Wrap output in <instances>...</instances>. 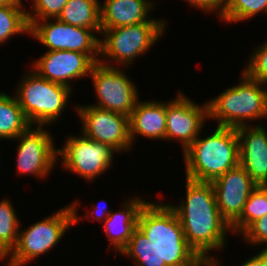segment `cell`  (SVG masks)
<instances>
[{
	"label": "cell",
	"instance_id": "cell-1",
	"mask_svg": "<svg viewBox=\"0 0 267 266\" xmlns=\"http://www.w3.org/2000/svg\"><path fill=\"white\" fill-rule=\"evenodd\" d=\"M162 202L145 203L137 228L119 254L133 266H208L188 245L175 210Z\"/></svg>",
	"mask_w": 267,
	"mask_h": 266
},
{
	"label": "cell",
	"instance_id": "cell-2",
	"mask_svg": "<svg viewBox=\"0 0 267 266\" xmlns=\"http://www.w3.org/2000/svg\"><path fill=\"white\" fill-rule=\"evenodd\" d=\"M185 181V198L169 205L180 219L188 245L210 266L218 258L212 252L227 247L231 227L220 214L212 183Z\"/></svg>",
	"mask_w": 267,
	"mask_h": 266
},
{
	"label": "cell",
	"instance_id": "cell-3",
	"mask_svg": "<svg viewBox=\"0 0 267 266\" xmlns=\"http://www.w3.org/2000/svg\"><path fill=\"white\" fill-rule=\"evenodd\" d=\"M185 178L212 182L239 165V138L236 128L216 126L208 136L200 135L184 151Z\"/></svg>",
	"mask_w": 267,
	"mask_h": 266
},
{
	"label": "cell",
	"instance_id": "cell-4",
	"mask_svg": "<svg viewBox=\"0 0 267 266\" xmlns=\"http://www.w3.org/2000/svg\"><path fill=\"white\" fill-rule=\"evenodd\" d=\"M239 76L238 84L206 99L208 120H216L215 126L237 128L267 119V85L250 78L244 71Z\"/></svg>",
	"mask_w": 267,
	"mask_h": 266
},
{
	"label": "cell",
	"instance_id": "cell-5",
	"mask_svg": "<svg viewBox=\"0 0 267 266\" xmlns=\"http://www.w3.org/2000/svg\"><path fill=\"white\" fill-rule=\"evenodd\" d=\"M24 73L13 95L17 98L27 120L31 125L56 124L71 103L70 98L74 91L41 77L31 67Z\"/></svg>",
	"mask_w": 267,
	"mask_h": 266
},
{
	"label": "cell",
	"instance_id": "cell-6",
	"mask_svg": "<svg viewBox=\"0 0 267 266\" xmlns=\"http://www.w3.org/2000/svg\"><path fill=\"white\" fill-rule=\"evenodd\" d=\"M167 23L145 22L125 27L101 28L99 62L110 67L123 66V69H129L135 59L148 54L150 48L163 38Z\"/></svg>",
	"mask_w": 267,
	"mask_h": 266
},
{
	"label": "cell",
	"instance_id": "cell-7",
	"mask_svg": "<svg viewBox=\"0 0 267 266\" xmlns=\"http://www.w3.org/2000/svg\"><path fill=\"white\" fill-rule=\"evenodd\" d=\"M74 225L73 208L71 204H67L35 224L23 227V230L19 229L17 244L2 260L6 262L4 265H28L35 258L49 253L52 248L59 245L62 237Z\"/></svg>",
	"mask_w": 267,
	"mask_h": 266
},
{
	"label": "cell",
	"instance_id": "cell-8",
	"mask_svg": "<svg viewBox=\"0 0 267 266\" xmlns=\"http://www.w3.org/2000/svg\"><path fill=\"white\" fill-rule=\"evenodd\" d=\"M67 135L62 148H58V161L63 170L92 183L114 165V156L118 152L110 145L88 139L80 133L79 136Z\"/></svg>",
	"mask_w": 267,
	"mask_h": 266
},
{
	"label": "cell",
	"instance_id": "cell-9",
	"mask_svg": "<svg viewBox=\"0 0 267 266\" xmlns=\"http://www.w3.org/2000/svg\"><path fill=\"white\" fill-rule=\"evenodd\" d=\"M93 83L96 102L94 106L130 117L140 99L138 86L120 67L96 63L89 76Z\"/></svg>",
	"mask_w": 267,
	"mask_h": 266
},
{
	"label": "cell",
	"instance_id": "cell-10",
	"mask_svg": "<svg viewBox=\"0 0 267 266\" xmlns=\"http://www.w3.org/2000/svg\"><path fill=\"white\" fill-rule=\"evenodd\" d=\"M49 128L31 125L14 139V142L17 141L15 164L19 175H31L45 180L59 164L58 148L54 144L51 129L47 130Z\"/></svg>",
	"mask_w": 267,
	"mask_h": 266
},
{
	"label": "cell",
	"instance_id": "cell-11",
	"mask_svg": "<svg viewBox=\"0 0 267 266\" xmlns=\"http://www.w3.org/2000/svg\"><path fill=\"white\" fill-rule=\"evenodd\" d=\"M29 36L38 40L47 51H75L88 54L99 62L100 37L92 30L64 23L57 18L28 21Z\"/></svg>",
	"mask_w": 267,
	"mask_h": 266
},
{
	"label": "cell",
	"instance_id": "cell-12",
	"mask_svg": "<svg viewBox=\"0 0 267 266\" xmlns=\"http://www.w3.org/2000/svg\"><path fill=\"white\" fill-rule=\"evenodd\" d=\"M76 113L81 122V131L88 139L110 145L118 154L130 152L129 117L96 107L92 104L75 105Z\"/></svg>",
	"mask_w": 267,
	"mask_h": 266
},
{
	"label": "cell",
	"instance_id": "cell-13",
	"mask_svg": "<svg viewBox=\"0 0 267 266\" xmlns=\"http://www.w3.org/2000/svg\"><path fill=\"white\" fill-rule=\"evenodd\" d=\"M177 91L175 97L166 100V141L181 143L184 152L202 133L208 120V103L198 104Z\"/></svg>",
	"mask_w": 267,
	"mask_h": 266
},
{
	"label": "cell",
	"instance_id": "cell-14",
	"mask_svg": "<svg viewBox=\"0 0 267 266\" xmlns=\"http://www.w3.org/2000/svg\"><path fill=\"white\" fill-rule=\"evenodd\" d=\"M31 64L41 77L74 90L73 81L89 78L96 62L88 54L57 50L46 51Z\"/></svg>",
	"mask_w": 267,
	"mask_h": 266
},
{
	"label": "cell",
	"instance_id": "cell-15",
	"mask_svg": "<svg viewBox=\"0 0 267 266\" xmlns=\"http://www.w3.org/2000/svg\"><path fill=\"white\" fill-rule=\"evenodd\" d=\"M211 183L220 214L230 225L241 215L249 195L258 186L240 164Z\"/></svg>",
	"mask_w": 267,
	"mask_h": 266
},
{
	"label": "cell",
	"instance_id": "cell-16",
	"mask_svg": "<svg viewBox=\"0 0 267 266\" xmlns=\"http://www.w3.org/2000/svg\"><path fill=\"white\" fill-rule=\"evenodd\" d=\"M236 128L239 138V164L259 186L267 176V130L261 122Z\"/></svg>",
	"mask_w": 267,
	"mask_h": 266
},
{
	"label": "cell",
	"instance_id": "cell-17",
	"mask_svg": "<svg viewBox=\"0 0 267 266\" xmlns=\"http://www.w3.org/2000/svg\"><path fill=\"white\" fill-rule=\"evenodd\" d=\"M151 0H102L100 2L101 28L125 27L145 22H167L160 18H150L157 8Z\"/></svg>",
	"mask_w": 267,
	"mask_h": 266
},
{
	"label": "cell",
	"instance_id": "cell-18",
	"mask_svg": "<svg viewBox=\"0 0 267 266\" xmlns=\"http://www.w3.org/2000/svg\"><path fill=\"white\" fill-rule=\"evenodd\" d=\"M132 147L139 136L153 141H166V101H137L129 117Z\"/></svg>",
	"mask_w": 267,
	"mask_h": 266
},
{
	"label": "cell",
	"instance_id": "cell-19",
	"mask_svg": "<svg viewBox=\"0 0 267 266\" xmlns=\"http://www.w3.org/2000/svg\"><path fill=\"white\" fill-rule=\"evenodd\" d=\"M141 195H134L131 198L122 201V209L112 210L108 218L103 222V231H105L108 240V249L116 253L127 245L131 239L133 231L137 228V219L140 210L147 202Z\"/></svg>",
	"mask_w": 267,
	"mask_h": 266
},
{
	"label": "cell",
	"instance_id": "cell-20",
	"mask_svg": "<svg viewBox=\"0 0 267 266\" xmlns=\"http://www.w3.org/2000/svg\"><path fill=\"white\" fill-rule=\"evenodd\" d=\"M99 0H68L58 20L73 25L92 29L97 35L101 34V13Z\"/></svg>",
	"mask_w": 267,
	"mask_h": 266
},
{
	"label": "cell",
	"instance_id": "cell-21",
	"mask_svg": "<svg viewBox=\"0 0 267 266\" xmlns=\"http://www.w3.org/2000/svg\"><path fill=\"white\" fill-rule=\"evenodd\" d=\"M30 126L15 95L0 91V141L14 140Z\"/></svg>",
	"mask_w": 267,
	"mask_h": 266
},
{
	"label": "cell",
	"instance_id": "cell-22",
	"mask_svg": "<svg viewBox=\"0 0 267 266\" xmlns=\"http://www.w3.org/2000/svg\"><path fill=\"white\" fill-rule=\"evenodd\" d=\"M10 198L0 201V262L12 251L18 240L19 229L23 225Z\"/></svg>",
	"mask_w": 267,
	"mask_h": 266
},
{
	"label": "cell",
	"instance_id": "cell-23",
	"mask_svg": "<svg viewBox=\"0 0 267 266\" xmlns=\"http://www.w3.org/2000/svg\"><path fill=\"white\" fill-rule=\"evenodd\" d=\"M26 9L25 5L0 6V46L17 34L29 36Z\"/></svg>",
	"mask_w": 267,
	"mask_h": 266
},
{
	"label": "cell",
	"instance_id": "cell-24",
	"mask_svg": "<svg viewBox=\"0 0 267 266\" xmlns=\"http://www.w3.org/2000/svg\"><path fill=\"white\" fill-rule=\"evenodd\" d=\"M267 215V189L257 186L244 204L241 215L230 225L232 234L240 236L254 221Z\"/></svg>",
	"mask_w": 267,
	"mask_h": 266
},
{
	"label": "cell",
	"instance_id": "cell-25",
	"mask_svg": "<svg viewBox=\"0 0 267 266\" xmlns=\"http://www.w3.org/2000/svg\"><path fill=\"white\" fill-rule=\"evenodd\" d=\"M260 13L267 15V0H227L219 22L226 25L240 23Z\"/></svg>",
	"mask_w": 267,
	"mask_h": 266
},
{
	"label": "cell",
	"instance_id": "cell-26",
	"mask_svg": "<svg viewBox=\"0 0 267 266\" xmlns=\"http://www.w3.org/2000/svg\"><path fill=\"white\" fill-rule=\"evenodd\" d=\"M243 71L252 79L267 85V40L256 46Z\"/></svg>",
	"mask_w": 267,
	"mask_h": 266
},
{
	"label": "cell",
	"instance_id": "cell-27",
	"mask_svg": "<svg viewBox=\"0 0 267 266\" xmlns=\"http://www.w3.org/2000/svg\"><path fill=\"white\" fill-rule=\"evenodd\" d=\"M68 0H32L28 21H40L48 18H57Z\"/></svg>",
	"mask_w": 267,
	"mask_h": 266
},
{
	"label": "cell",
	"instance_id": "cell-28",
	"mask_svg": "<svg viewBox=\"0 0 267 266\" xmlns=\"http://www.w3.org/2000/svg\"><path fill=\"white\" fill-rule=\"evenodd\" d=\"M240 236L248 245H256L267 250V215L254 221Z\"/></svg>",
	"mask_w": 267,
	"mask_h": 266
},
{
	"label": "cell",
	"instance_id": "cell-29",
	"mask_svg": "<svg viewBox=\"0 0 267 266\" xmlns=\"http://www.w3.org/2000/svg\"><path fill=\"white\" fill-rule=\"evenodd\" d=\"M101 203L102 201L104 202V200H100ZM101 203H97L96 205L92 204V208H90V212L87 211V213L85 212L84 215H79V208L78 207H81L80 205V201L78 199L74 200V202H71V206L73 208V213H74V224H77L79 222H81V219L84 221L86 219H88V221H90V219L94 220L95 222L97 221L98 223H103L107 218L108 216L111 214L112 210L108 209V205H101ZM95 206V207H94Z\"/></svg>",
	"mask_w": 267,
	"mask_h": 266
},
{
	"label": "cell",
	"instance_id": "cell-30",
	"mask_svg": "<svg viewBox=\"0 0 267 266\" xmlns=\"http://www.w3.org/2000/svg\"><path fill=\"white\" fill-rule=\"evenodd\" d=\"M190 7L201 10L202 13L214 14L218 16L219 20L222 16L223 9L226 5L227 0H183Z\"/></svg>",
	"mask_w": 267,
	"mask_h": 266
},
{
	"label": "cell",
	"instance_id": "cell-31",
	"mask_svg": "<svg viewBox=\"0 0 267 266\" xmlns=\"http://www.w3.org/2000/svg\"><path fill=\"white\" fill-rule=\"evenodd\" d=\"M222 258H217L210 266H222L221 260ZM220 260V261H219ZM219 264V265H218ZM237 266H267V250H260L255 255H251L248 257L244 263L242 262L236 264ZM235 265V266H236Z\"/></svg>",
	"mask_w": 267,
	"mask_h": 266
},
{
	"label": "cell",
	"instance_id": "cell-32",
	"mask_svg": "<svg viewBox=\"0 0 267 266\" xmlns=\"http://www.w3.org/2000/svg\"><path fill=\"white\" fill-rule=\"evenodd\" d=\"M6 5H25L20 0H0V6H6Z\"/></svg>",
	"mask_w": 267,
	"mask_h": 266
},
{
	"label": "cell",
	"instance_id": "cell-33",
	"mask_svg": "<svg viewBox=\"0 0 267 266\" xmlns=\"http://www.w3.org/2000/svg\"><path fill=\"white\" fill-rule=\"evenodd\" d=\"M259 186L267 189V176H266L265 180Z\"/></svg>",
	"mask_w": 267,
	"mask_h": 266
}]
</instances>
